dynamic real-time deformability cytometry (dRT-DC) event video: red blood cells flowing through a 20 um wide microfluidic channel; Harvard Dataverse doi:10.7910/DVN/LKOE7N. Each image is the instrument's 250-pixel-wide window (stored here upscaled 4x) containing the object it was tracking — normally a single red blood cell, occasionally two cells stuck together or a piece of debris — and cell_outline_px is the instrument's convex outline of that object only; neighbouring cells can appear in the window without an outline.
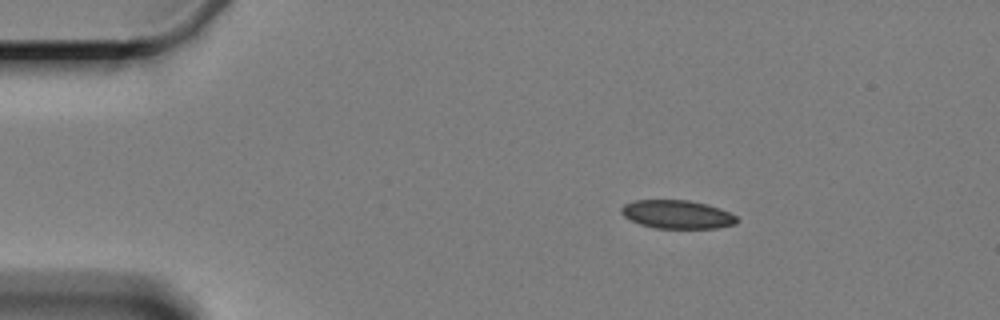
{"species": "Egyptian fruit bat (a non-hibernating species)", "species_latin": "Rousettus aegyptiacus", "temperature_condition": "cold", "stored_images_in_passage": 3, "camera_frame_rate_fps": 3000, "um_per_image_px": 0.085, "animal": {"sex": "female"}, "frame": {"image": 1, "passage_image": 1, "time_ms": 0.0, "image_size_px": [1000, 320], "cell_outline_px": [[740, 220], [736, 224], [716, 228], [656, 228], [640, 224], [624, 216], [620, 212], [620, 208], [624, 204], [632, 200], [688, 200], [708, 204], [720, 208], [736, 216]], "centroid_in_image_um": [57.57, 18.22], "position_along_channel_um": 27.4, "area_um2": 19.25}}
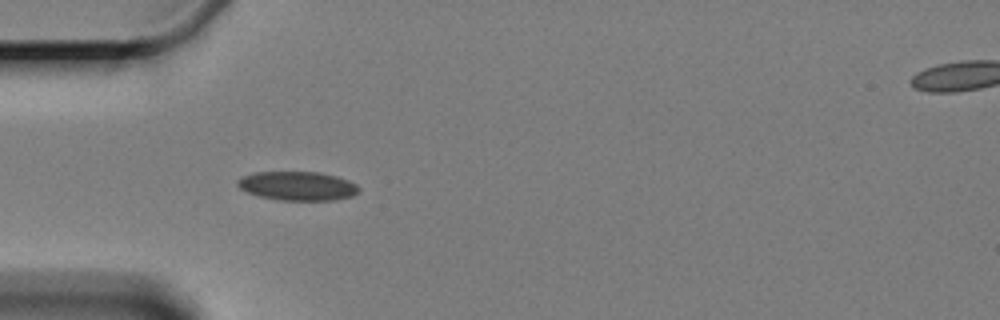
{"frame": {"image": 2, "passage_image": 3, "time_ms": 2.667, "image_size_px": [1000, 320], "cell_outline_px": [[360, 188], [352, 196], [332, 200], [280, 200], [260, 196], [248, 192], [240, 188], [236, 184], [236, 180], [244, 176], [256, 172], [320, 172], [336, 176], [348, 180], [356, 184]], "centroid_in_image_um": [25.29, 15.8], "position_along_channel_um": 59.7, "area_um2": 20.29}}